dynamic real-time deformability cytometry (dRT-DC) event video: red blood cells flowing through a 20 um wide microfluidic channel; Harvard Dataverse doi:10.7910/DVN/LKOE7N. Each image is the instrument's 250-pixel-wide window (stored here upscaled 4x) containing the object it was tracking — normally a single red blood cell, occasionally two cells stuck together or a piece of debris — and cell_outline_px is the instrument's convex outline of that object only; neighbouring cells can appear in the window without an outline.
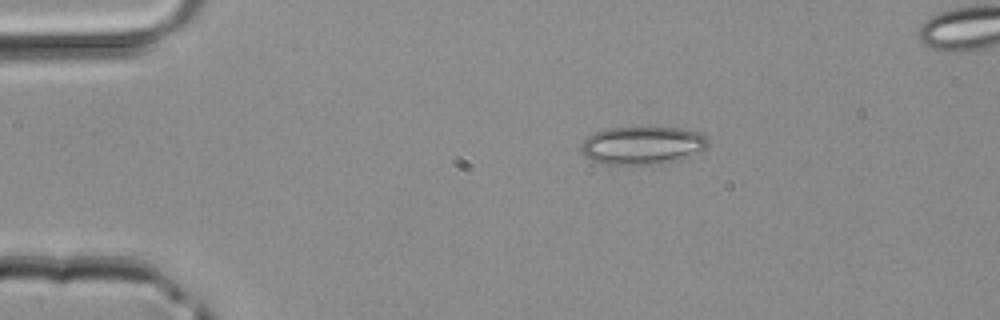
{"species": "common noctule bat (a hibernating species)", "species_latin": "Nyctalus noctula", "temperature_condition": "room temperature", "stored_images_in_passage": 37, "camera_frame_rate_fps": 3000, "um_per_image_px": 0.085, "animal": {"sex": "male", "body_mass_g": 20.4}, "frame": {"image": 1, "passage_image": 1, "time_ms": 0.0, "image_size_px": [1000, 320], "cell_outline_px": [[708, 144], [700, 152], [660, 164], [612, 168], [600, 164], [584, 156], [580, 152], [580, 148], [584, 140], [588, 136], [604, 128], [640, 124], [680, 128], [696, 132], [704, 136], [708, 140]], "centroid_in_image_um": [54.49, 12.35], "position_along_channel_um": 30.5, "area_um2": 29.77}}
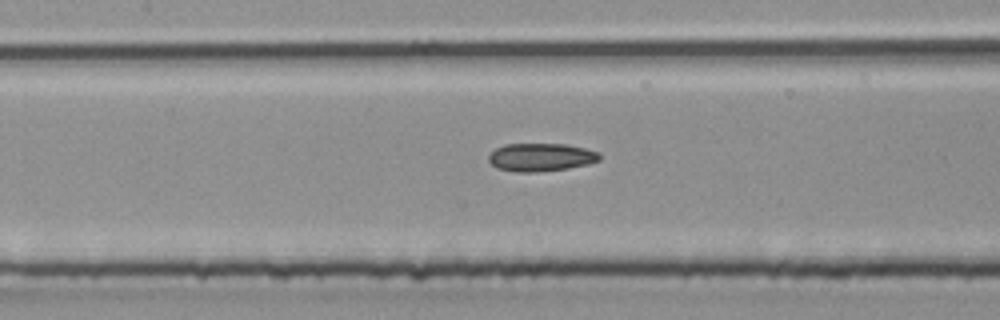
{"frame": {"image": 2, "passage_image": 13, "time_ms": 4.0, "image_size_px": [1000, 320], "cell_outline_px": [[600, 160], [588, 164], [568, 168], [536, 172], [516, 172], [496, 168], [488, 160], [488, 156], [496, 148], [504, 144], [564, 144], [584, 148], [600, 152]], "centroid_in_image_um": [45.97, 13.36], "position_along_channel_um": 161.4, "area_um2": 18.15}}
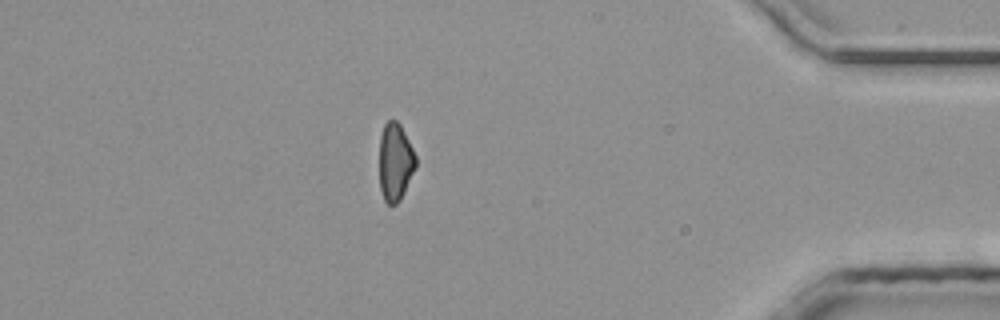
{"frame": {"image": 3, "passage_image": 31, "time_ms": 10.0, "image_size_px": [1000, 320], "cell_outline_px": [[416, 168], [400, 200], [396, 204], [388, 204], [384, 200], [380, 188], [380, 136], [384, 124], [388, 120], [396, 120], [400, 124], [416, 156]], "centroid_in_image_um": [33.6, 13.77], "position_along_channel_um": 401.6, "area_um2": 16.42}}